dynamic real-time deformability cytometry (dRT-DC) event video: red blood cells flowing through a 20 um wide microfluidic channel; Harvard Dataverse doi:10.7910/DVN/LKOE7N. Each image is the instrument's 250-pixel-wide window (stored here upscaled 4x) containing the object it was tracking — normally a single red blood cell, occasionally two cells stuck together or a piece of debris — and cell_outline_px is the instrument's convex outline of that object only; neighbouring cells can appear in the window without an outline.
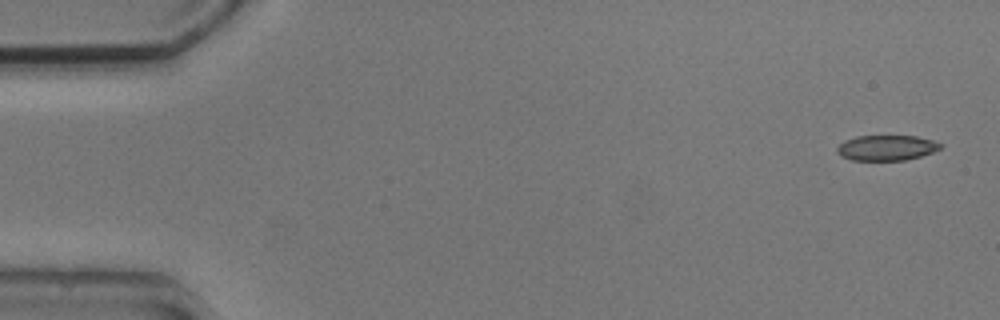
{"species": "common noctule bat (a hibernating species)", "species_latin": "Nyctalus noctula", "temperature_condition": "cold", "stored_images_in_passage": 5, "camera_frame_rate_fps": 3000, "um_per_image_px": 0.085, "animal": {"sex": "male", "body_mass_g": 20.5, "forearm_length_mm": 52.5}, "frame": {"image": 1, "passage_image": 1, "time_ms": 0.0, "image_size_px": [1000, 320], "cell_outline_px": [[944, 144], [940, 148], [932, 152], [920, 156], [904, 160], [852, 160], [840, 156], [836, 152], [836, 148], [844, 140], [856, 136], [916, 136], [932, 140]], "centroid_in_image_um": [75.32, 12.56], "position_along_channel_um": 9.7, "area_um2": 15.26}}